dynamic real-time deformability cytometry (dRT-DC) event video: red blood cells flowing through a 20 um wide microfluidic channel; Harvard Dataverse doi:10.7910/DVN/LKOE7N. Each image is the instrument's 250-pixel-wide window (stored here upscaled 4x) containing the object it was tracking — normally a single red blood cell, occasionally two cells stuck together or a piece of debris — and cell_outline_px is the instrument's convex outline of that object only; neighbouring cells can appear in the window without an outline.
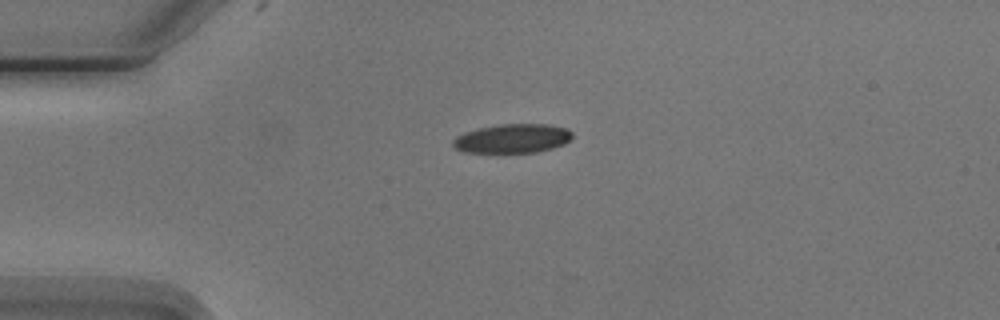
{"species": "Egyptian fruit bat (a non-hibernating species)", "species_latin": "Rousettus aegyptiacus", "temperature_condition": "cold", "stored_images_in_passage": 2, "camera_frame_rate_fps": 3000, "um_per_image_px": 0.085, "animal": {"sex": "male"}, "frame": {"image": 1, "passage_image": 1, "time_ms": 0.0, "image_size_px": [1000, 320], "cell_outline_px": [[572, 136], [564, 144], [552, 148], [536, 152], [464, 152], [456, 148], [452, 144], [452, 140], [456, 136], [464, 132], [480, 128], [500, 124], [548, 124], [568, 128], [572, 132]], "centroid_in_image_um": [43.56, 11.76], "position_along_channel_um": 41.4, "area_um2": 20.11}}